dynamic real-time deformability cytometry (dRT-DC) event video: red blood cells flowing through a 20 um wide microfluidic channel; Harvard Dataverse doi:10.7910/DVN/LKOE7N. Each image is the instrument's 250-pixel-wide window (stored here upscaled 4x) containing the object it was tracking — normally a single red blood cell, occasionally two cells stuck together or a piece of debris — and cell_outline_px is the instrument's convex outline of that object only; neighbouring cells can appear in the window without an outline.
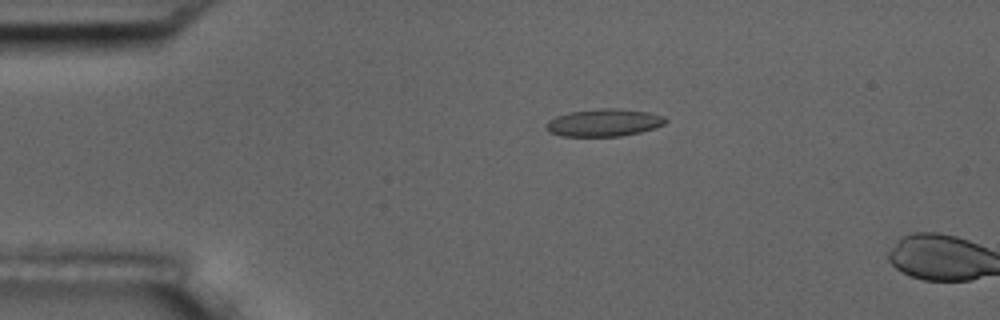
{"species": "common noctule bat (a hibernating species)", "species_latin": "Nyctalus noctula", "temperature_condition": "room temperature", "stored_images_in_passage": 5, "camera_frame_rate_fps": 3000, "um_per_image_px": 0.085, "animal": {"sex": "male", "body_mass_g": 17.5, "forearm_length_mm": 52.3}, "frame": {"image": 1, "passage_image": 4, "time_ms": 3.667, "image_size_px": [1000, 320], "cell_outline_px": [[668, 120], [664, 124], [656, 128], [640, 132], [620, 136], [560, 136], [548, 132], [548, 120], [556, 116], [568, 112], [596, 108], [620, 108], [648, 112], [664, 116]], "centroid_in_image_um": [51.35, 10.41], "position_along_channel_um": 33.6, "area_um2": 19.25}}